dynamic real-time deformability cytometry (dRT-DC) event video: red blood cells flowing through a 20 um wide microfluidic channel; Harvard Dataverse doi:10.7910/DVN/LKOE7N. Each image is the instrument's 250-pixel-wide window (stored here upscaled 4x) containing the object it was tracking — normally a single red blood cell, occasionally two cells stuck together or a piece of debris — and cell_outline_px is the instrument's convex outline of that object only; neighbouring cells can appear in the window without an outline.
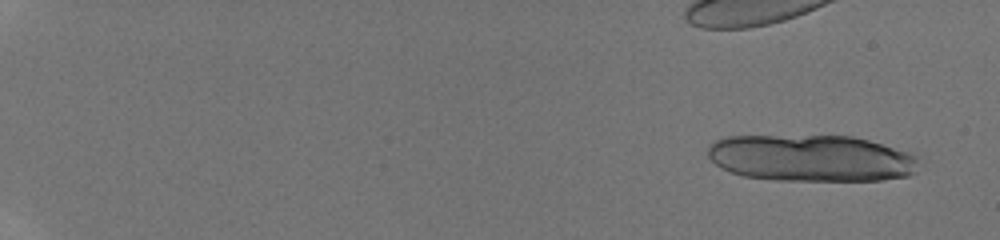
{"species": "human", "species_latin": "Homo sapiens", "temperature_condition": "room temperature", "stored_images_in_passage": 21, "camera_frame_rate_fps": 3000, "um_per_image_px": 0.085, "donor": {"sex": "male"}, "frame": {"image": 1, "passage_image": 4, "time_ms": 1.0, "image_size_px": [1000, 240], "cell_outline_px": [[916, 172], [908, 176], [880, 180], [772, 180], [744, 176], [720, 168], [708, 156], [708, 144], [712, 140], [728, 136], [852, 136], [868, 140], [908, 152], [916, 156]], "centroid_in_image_um": [68.89, 13.44], "position_along_channel_um": 16.1, "area_um2": 57.45}}